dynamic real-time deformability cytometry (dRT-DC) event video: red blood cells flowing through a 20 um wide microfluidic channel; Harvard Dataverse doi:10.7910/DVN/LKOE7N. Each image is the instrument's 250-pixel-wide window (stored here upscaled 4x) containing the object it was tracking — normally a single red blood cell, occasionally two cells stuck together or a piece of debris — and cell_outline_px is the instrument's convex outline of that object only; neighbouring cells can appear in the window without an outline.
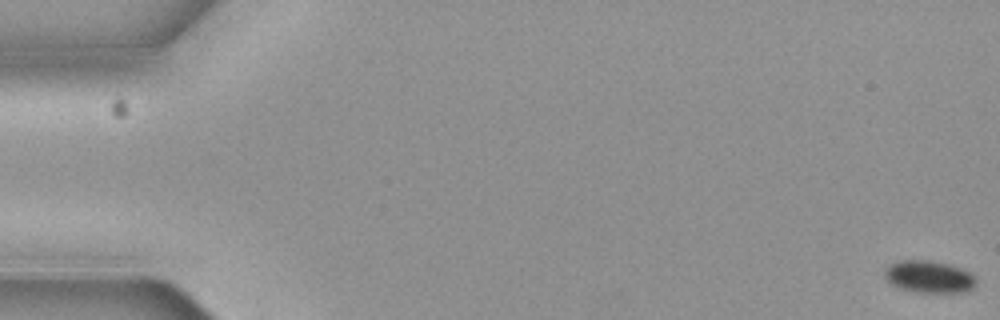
{"species": "common noctule bat (a hibernating species)", "species_latin": "Nyctalus noctula", "temperature_condition": "cold", "stored_images_in_passage": 6, "camera_frame_rate_fps": 3000, "um_per_image_px": 0.085, "animal": {"sex": "female", "body_mass_g": 19.3, "forearm_length_mm": 54.1}, "frame": {"image": 1, "passage_image": 1, "time_ms": 0.0, "image_size_px": [1000, 320], "cell_outline_px": [[976, 284], [972, 288], [964, 292], [916, 292], [896, 288], [884, 276], [884, 268], [888, 264], [900, 260], [928, 260], [952, 264], [972, 272], [976, 276]], "centroid_in_image_um": [78.97, 23.51], "position_along_channel_um": 6.0, "area_um2": 17.57}}
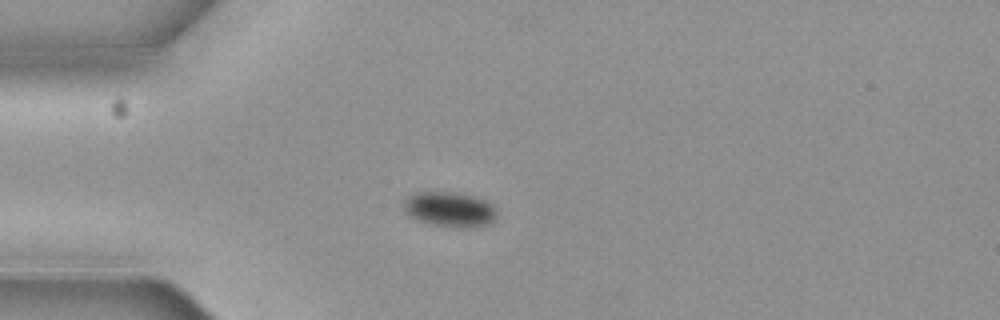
{"frame": {"image": 2, "passage_image": 5, "time_ms": 1.333, "image_size_px": [1000, 320], "cell_outline_px": [[496, 220], [488, 224], [476, 228], [452, 228], [432, 224], [416, 220], [408, 216], [404, 208], [404, 200], [408, 196], [420, 192], [448, 192], [476, 196], [492, 204], [496, 208]], "centroid_in_image_um": [38.25, 17.82], "position_along_channel_um": 46.7, "area_um2": 19.31}}